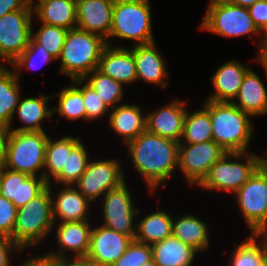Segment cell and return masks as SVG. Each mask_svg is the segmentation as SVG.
I'll return each instance as SVG.
<instances>
[{
  "mask_svg": "<svg viewBox=\"0 0 267 266\" xmlns=\"http://www.w3.org/2000/svg\"><path fill=\"white\" fill-rule=\"evenodd\" d=\"M52 198V213L55 223L90 220L88 214L92 204L74 185H63L53 193L52 184H47ZM55 194V195H54ZM88 216V217H87Z\"/></svg>",
  "mask_w": 267,
  "mask_h": 266,
  "instance_id": "ac0fdd59",
  "label": "cell"
},
{
  "mask_svg": "<svg viewBox=\"0 0 267 266\" xmlns=\"http://www.w3.org/2000/svg\"><path fill=\"white\" fill-rule=\"evenodd\" d=\"M47 184L43 177L12 171L0 165V195L17 208L35 198Z\"/></svg>",
  "mask_w": 267,
  "mask_h": 266,
  "instance_id": "2e32d148",
  "label": "cell"
},
{
  "mask_svg": "<svg viewBox=\"0 0 267 266\" xmlns=\"http://www.w3.org/2000/svg\"><path fill=\"white\" fill-rule=\"evenodd\" d=\"M58 266H94L86 258H63L58 259Z\"/></svg>",
  "mask_w": 267,
  "mask_h": 266,
  "instance_id": "c3c4849f",
  "label": "cell"
},
{
  "mask_svg": "<svg viewBox=\"0 0 267 266\" xmlns=\"http://www.w3.org/2000/svg\"><path fill=\"white\" fill-rule=\"evenodd\" d=\"M39 97H26L22 99L20 97L18 105L15 110L18 119L23 126L18 128L10 127V131H45L41 121L44 119H51L53 116V108H49V101L51 100L52 94H39Z\"/></svg>",
  "mask_w": 267,
  "mask_h": 266,
  "instance_id": "484cf974",
  "label": "cell"
},
{
  "mask_svg": "<svg viewBox=\"0 0 267 266\" xmlns=\"http://www.w3.org/2000/svg\"><path fill=\"white\" fill-rule=\"evenodd\" d=\"M261 266H267V260Z\"/></svg>",
  "mask_w": 267,
  "mask_h": 266,
  "instance_id": "9f6ffc18",
  "label": "cell"
},
{
  "mask_svg": "<svg viewBox=\"0 0 267 266\" xmlns=\"http://www.w3.org/2000/svg\"><path fill=\"white\" fill-rule=\"evenodd\" d=\"M77 28L109 37L113 19V0H76Z\"/></svg>",
  "mask_w": 267,
  "mask_h": 266,
  "instance_id": "ffe728a7",
  "label": "cell"
},
{
  "mask_svg": "<svg viewBox=\"0 0 267 266\" xmlns=\"http://www.w3.org/2000/svg\"><path fill=\"white\" fill-rule=\"evenodd\" d=\"M52 94L53 98H58L57 106L53 108V114H59L70 121L85 120L86 111L82 91L71 81L70 87H64L59 93Z\"/></svg>",
  "mask_w": 267,
  "mask_h": 266,
  "instance_id": "836d02e7",
  "label": "cell"
},
{
  "mask_svg": "<svg viewBox=\"0 0 267 266\" xmlns=\"http://www.w3.org/2000/svg\"><path fill=\"white\" fill-rule=\"evenodd\" d=\"M226 153L215 141L197 144H179L178 169L189 186H198L211 166Z\"/></svg>",
  "mask_w": 267,
  "mask_h": 266,
  "instance_id": "4fadbf2b",
  "label": "cell"
},
{
  "mask_svg": "<svg viewBox=\"0 0 267 266\" xmlns=\"http://www.w3.org/2000/svg\"><path fill=\"white\" fill-rule=\"evenodd\" d=\"M260 0H233V4L244 7V8H249L252 6L254 3Z\"/></svg>",
  "mask_w": 267,
  "mask_h": 266,
  "instance_id": "681fc988",
  "label": "cell"
},
{
  "mask_svg": "<svg viewBox=\"0 0 267 266\" xmlns=\"http://www.w3.org/2000/svg\"><path fill=\"white\" fill-rule=\"evenodd\" d=\"M250 68L237 60H229L212 74L213 92L206 100L232 103L236 98L246 72Z\"/></svg>",
  "mask_w": 267,
  "mask_h": 266,
  "instance_id": "7402d4cb",
  "label": "cell"
},
{
  "mask_svg": "<svg viewBox=\"0 0 267 266\" xmlns=\"http://www.w3.org/2000/svg\"><path fill=\"white\" fill-rule=\"evenodd\" d=\"M123 183L120 187L108 191L102 197L101 203V225H104L118 233L135 238L137 216H140L138 206H134L132 192Z\"/></svg>",
  "mask_w": 267,
  "mask_h": 266,
  "instance_id": "30bf717a",
  "label": "cell"
},
{
  "mask_svg": "<svg viewBox=\"0 0 267 266\" xmlns=\"http://www.w3.org/2000/svg\"><path fill=\"white\" fill-rule=\"evenodd\" d=\"M19 82L13 68L5 66L0 70V121L6 122L10 127H13L12 121L21 97Z\"/></svg>",
  "mask_w": 267,
  "mask_h": 266,
  "instance_id": "1f68e13d",
  "label": "cell"
},
{
  "mask_svg": "<svg viewBox=\"0 0 267 266\" xmlns=\"http://www.w3.org/2000/svg\"><path fill=\"white\" fill-rule=\"evenodd\" d=\"M80 137L61 136L52 140L48 136L45 148L43 178L50 183L62 170H66L67 152H71L80 142Z\"/></svg>",
  "mask_w": 267,
  "mask_h": 266,
  "instance_id": "f546056e",
  "label": "cell"
},
{
  "mask_svg": "<svg viewBox=\"0 0 267 266\" xmlns=\"http://www.w3.org/2000/svg\"><path fill=\"white\" fill-rule=\"evenodd\" d=\"M19 266H58V259L47 255L35 254L25 259Z\"/></svg>",
  "mask_w": 267,
  "mask_h": 266,
  "instance_id": "ee69618b",
  "label": "cell"
},
{
  "mask_svg": "<svg viewBox=\"0 0 267 266\" xmlns=\"http://www.w3.org/2000/svg\"><path fill=\"white\" fill-rule=\"evenodd\" d=\"M29 4L32 5L33 3H35L34 0H28Z\"/></svg>",
  "mask_w": 267,
  "mask_h": 266,
  "instance_id": "11a10c76",
  "label": "cell"
},
{
  "mask_svg": "<svg viewBox=\"0 0 267 266\" xmlns=\"http://www.w3.org/2000/svg\"><path fill=\"white\" fill-rule=\"evenodd\" d=\"M250 16L261 32H267V0H260L248 8Z\"/></svg>",
  "mask_w": 267,
  "mask_h": 266,
  "instance_id": "b9f144b4",
  "label": "cell"
},
{
  "mask_svg": "<svg viewBox=\"0 0 267 266\" xmlns=\"http://www.w3.org/2000/svg\"><path fill=\"white\" fill-rule=\"evenodd\" d=\"M233 0H209V4L231 3Z\"/></svg>",
  "mask_w": 267,
  "mask_h": 266,
  "instance_id": "f907efd6",
  "label": "cell"
},
{
  "mask_svg": "<svg viewBox=\"0 0 267 266\" xmlns=\"http://www.w3.org/2000/svg\"><path fill=\"white\" fill-rule=\"evenodd\" d=\"M204 18L198 29L226 38L256 34L260 39L262 33L255 26L248 8L231 3L207 4Z\"/></svg>",
  "mask_w": 267,
  "mask_h": 266,
  "instance_id": "9c48e42d",
  "label": "cell"
},
{
  "mask_svg": "<svg viewBox=\"0 0 267 266\" xmlns=\"http://www.w3.org/2000/svg\"><path fill=\"white\" fill-rule=\"evenodd\" d=\"M108 124L115 135L122 137L126 145L146 131V114L144 116L141 107L136 103L119 104L110 109Z\"/></svg>",
  "mask_w": 267,
  "mask_h": 266,
  "instance_id": "603a6c76",
  "label": "cell"
},
{
  "mask_svg": "<svg viewBox=\"0 0 267 266\" xmlns=\"http://www.w3.org/2000/svg\"><path fill=\"white\" fill-rule=\"evenodd\" d=\"M133 163L151 194L165 188L174 172H178L179 142L149 133L147 130L126 144Z\"/></svg>",
  "mask_w": 267,
  "mask_h": 266,
  "instance_id": "6da1fadb",
  "label": "cell"
},
{
  "mask_svg": "<svg viewBox=\"0 0 267 266\" xmlns=\"http://www.w3.org/2000/svg\"><path fill=\"white\" fill-rule=\"evenodd\" d=\"M252 234H267V157L234 194Z\"/></svg>",
  "mask_w": 267,
  "mask_h": 266,
  "instance_id": "ba28073f",
  "label": "cell"
},
{
  "mask_svg": "<svg viewBox=\"0 0 267 266\" xmlns=\"http://www.w3.org/2000/svg\"><path fill=\"white\" fill-rule=\"evenodd\" d=\"M6 66L5 62L3 59L0 57V70L3 69Z\"/></svg>",
  "mask_w": 267,
  "mask_h": 266,
  "instance_id": "f5cc1de1",
  "label": "cell"
},
{
  "mask_svg": "<svg viewBox=\"0 0 267 266\" xmlns=\"http://www.w3.org/2000/svg\"><path fill=\"white\" fill-rule=\"evenodd\" d=\"M233 250L228 266H261L267 260V234H250Z\"/></svg>",
  "mask_w": 267,
  "mask_h": 266,
  "instance_id": "4dcf8cb0",
  "label": "cell"
},
{
  "mask_svg": "<svg viewBox=\"0 0 267 266\" xmlns=\"http://www.w3.org/2000/svg\"><path fill=\"white\" fill-rule=\"evenodd\" d=\"M83 93L84 106L86 111V121H96L105 117L110 109L106 106L99 95L83 79L71 80ZM106 114V115H105Z\"/></svg>",
  "mask_w": 267,
  "mask_h": 266,
  "instance_id": "f35d334b",
  "label": "cell"
},
{
  "mask_svg": "<svg viewBox=\"0 0 267 266\" xmlns=\"http://www.w3.org/2000/svg\"><path fill=\"white\" fill-rule=\"evenodd\" d=\"M10 133V126L6 122L0 121V165L3 162V155L7 144V139Z\"/></svg>",
  "mask_w": 267,
  "mask_h": 266,
  "instance_id": "7dc6e473",
  "label": "cell"
},
{
  "mask_svg": "<svg viewBox=\"0 0 267 266\" xmlns=\"http://www.w3.org/2000/svg\"><path fill=\"white\" fill-rule=\"evenodd\" d=\"M187 102L178 98L146 114V130L154 135L180 142L183 136Z\"/></svg>",
  "mask_w": 267,
  "mask_h": 266,
  "instance_id": "e0dca14e",
  "label": "cell"
},
{
  "mask_svg": "<svg viewBox=\"0 0 267 266\" xmlns=\"http://www.w3.org/2000/svg\"><path fill=\"white\" fill-rule=\"evenodd\" d=\"M258 42V54L257 57L254 58L256 62H259L263 69L265 70V74L267 76V32L262 33L261 38Z\"/></svg>",
  "mask_w": 267,
  "mask_h": 266,
  "instance_id": "bcb514c9",
  "label": "cell"
},
{
  "mask_svg": "<svg viewBox=\"0 0 267 266\" xmlns=\"http://www.w3.org/2000/svg\"><path fill=\"white\" fill-rule=\"evenodd\" d=\"M14 251L24 252L10 237L0 235V266H11Z\"/></svg>",
  "mask_w": 267,
  "mask_h": 266,
  "instance_id": "7bdbcfd3",
  "label": "cell"
},
{
  "mask_svg": "<svg viewBox=\"0 0 267 266\" xmlns=\"http://www.w3.org/2000/svg\"><path fill=\"white\" fill-rule=\"evenodd\" d=\"M67 31L63 27L41 23L36 31L32 28L31 38L57 60L61 54Z\"/></svg>",
  "mask_w": 267,
  "mask_h": 266,
  "instance_id": "74e56055",
  "label": "cell"
},
{
  "mask_svg": "<svg viewBox=\"0 0 267 266\" xmlns=\"http://www.w3.org/2000/svg\"><path fill=\"white\" fill-rule=\"evenodd\" d=\"M83 80L93 88L109 109L116 107L125 98L124 85L98 69L87 74Z\"/></svg>",
  "mask_w": 267,
  "mask_h": 266,
  "instance_id": "e575fe53",
  "label": "cell"
},
{
  "mask_svg": "<svg viewBox=\"0 0 267 266\" xmlns=\"http://www.w3.org/2000/svg\"><path fill=\"white\" fill-rule=\"evenodd\" d=\"M130 49L135 60L137 81L141 80L148 84L166 88L169 84L168 79L170 78V74L156 42L133 45L132 47L130 46Z\"/></svg>",
  "mask_w": 267,
  "mask_h": 266,
  "instance_id": "d6986e66",
  "label": "cell"
},
{
  "mask_svg": "<svg viewBox=\"0 0 267 266\" xmlns=\"http://www.w3.org/2000/svg\"><path fill=\"white\" fill-rule=\"evenodd\" d=\"M32 8L33 16L40 23L67 30L77 26L76 0H38Z\"/></svg>",
  "mask_w": 267,
  "mask_h": 266,
  "instance_id": "d4e9b609",
  "label": "cell"
},
{
  "mask_svg": "<svg viewBox=\"0 0 267 266\" xmlns=\"http://www.w3.org/2000/svg\"><path fill=\"white\" fill-rule=\"evenodd\" d=\"M134 239L104 225L92 227L86 255L94 266L113 265L128 249Z\"/></svg>",
  "mask_w": 267,
  "mask_h": 266,
  "instance_id": "5bb4252c",
  "label": "cell"
},
{
  "mask_svg": "<svg viewBox=\"0 0 267 266\" xmlns=\"http://www.w3.org/2000/svg\"><path fill=\"white\" fill-rule=\"evenodd\" d=\"M33 8H23L0 18V57L11 65L29 46Z\"/></svg>",
  "mask_w": 267,
  "mask_h": 266,
  "instance_id": "7c38bea8",
  "label": "cell"
},
{
  "mask_svg": "<svg viewBox=\"0 0 267 266\" xmlns=\"http://www.w3.org/2000/svg\"><path fill=\"white\" fill-rule=\"evenodd\" d=\"M57 61L45 48L37 44L32 38L29 46L20 54V56L11 64L16 77L20 80L22 68L38 69L50 62ZM40 66V67H39Z\"/></svg>",
  "mask_w": 267,
  "mask_h": 266,
  "instance_id": "8d00e7d4",
  "label": "cell"
},
{
  "mask_svg": "<svg viewBox=\"0 0 267 266\" xmlns=\"http://www.w3.org/2000/svg\"><path fill=\"white\" fill-rule=\"evenodd\" d=\"M58 226H57V225ZM90 220L67 223H54L56 244L58 249L46 252L47 255L56 259L68 258L65 254L72 252L73 258H85L89 248L90 234L92 230Z\"/></svg>",
  "mask_w": 267,
  "mask_h": 266,
  "instance_id": "9a60e30c",
  "label": "cell"
},
{
  "mask_svg": "<svg viewBox=\"0 0 267 266\" xmlns=\"http://www.w3.org/2000/svg\"><path fill=\"white\" fill-rule=\"evenodd\" d=\"M82 141L71 151L67 152L66 170H62L50 183L61 185H74L89 163L90 155Z\"/></svg>",
  "mask_w": 267,
  "mask_h": 266,
  "instance_id": "d590c367",
  "label": "cell"
},
{
  "mask_svg": "<svg viewBox=\"0 0 267 266\" xmlns=\"http://www.w3.org/2000/svg\"><path fill=\"white\" fill-rule=\"evenodd\" d=\"M151 259V246L133 240L126 252L111 266H142Z\"/></svg>",
  "mask_w": 267,
  "mask_h": 266,
  "instance_id": "ab89813d",
  "label": "cell"
},
{
  "mask_svg": "<svg viewBox=\"0 0 267 266\" xmlns=\"http://www.w3.org/2000/svg\"><path fill=\"white\" fill-rule=\"evenodd\" d=\"M126 181L123 167L117 158L92 159L74 186L92 203Z\"/></svg>",
  "mask_w": 267,
  "mask_h": 266,
  "instance_id": "8fae6325",
  "label": "cell"
},
{
  "mask_svg": "<svg viewBox=\"0 0 267 266\" xmlns=\"http://www.w3.org/2000/svg\"><path fill=\"white\" fill-rule=\"evenodd\" d=\"M114 3L116 2H129V1H140V0H113Z\"/></svg>",
  "mask_w": 267,
  "mask_h": 266,
  "instance_id": "db71d44e",
  "label": "cell"
},
{
  "mask_svg": "<svg viewBox=\"0 0 267 266\" xmlns=\"http://www.w3.org/2000/svg\"><path fill=\"white\" fill-rule=\"evenodd\" d=\"M188 111L187 108L183 136L179 144H197L213 140L209 112L203 106L199 110Z\"/></svg>",
  "mask_w": 267,
  "mask_h": 266,
  "instance_id": "d6a6232c",
  "label": "cell"
},
{
  "mask_svg": "<svg viewBox=\"0 0 267 266\" xmlns=\"http://www.w3.org/2000/svg\"><path fill=\"white\" fill-rule=\"evenodd\" d=\"M106 46V40L98 34L77 27L69 29L57 59L60 60V73L71 80L83 79L98 69L101 54Z\"/></svg>",
  "mask_w": 267,
  "mask_h": 266,
  "instance_id": "3957f363",
  "label": "cell"
},
{
  "mask_svg": "<svg viewBox=\"0 0 267 266\" xmlns=\"http://www.w3.org/2000/svg\"><path fill=\"white\" fill-rule=\"evenodd\" d=\"M107 45L101 54L98 70L123 85L137 82V70L132 50L128 47Z\"/></svg>",
  "mask_w": 267,
  "mask_h": 266,
  "instance_id": "44dd1931",
  "label": "cell"
},
{
  "mask_svg": "<svg viewBox=\"0 0 267 266\" xmlns=\"http://www.w3.org/2000/svg\"><path fill=\"white\" fill-rule=\"evenodd\" d=\"M151 249L152 259L159 266H192L199 254L193 246L183 243L172 235L152 245Z\"/></svg>",
  "mask_w": 267,
  "mask_h": 266,
  "instance_id": "4316f807",
  "label": "cell"
},
{
  "mask_svg": "<svg viewBox=\"0 0 267 266\" xmlns=\"http://www.w3.org/2000/svg\"><path fill=\"white\" fill-rule=\"evenodd\" d=\"M264 158L265 156L262 157L250 151L226 152L211 166L208 174L197 187L235 194L263 163Z\"/></svg>",
  "mask_w": 267,
  "mask_h": 266,
  "instance_id": "5b68a950",
  "label": "cell"
},
{
  "mask_svg": "<svg viewBox=\"0 0 267 266\" xmlns=\"http://www.w3.org/2000/svg\"><path fill=\"white\" fill-rule=\"evenodd\" d=\"M203 107L209 112L213 141L226 152H248L254 133L252 116L229 102L205 99Z\"/></svg>",
  "mask_w": 267,
  "mask_h": 266,
  "instance_id": "7a4b0ae2",
  "label": "cell"
},
{
  "mask_svg": "<svg viewBox=\"0 0 267 266\" xmlns=\"http://www.w3.org/2000/svg\"><path fill=\"white\" fill-rule=\"evenodd\" d=\"M252 117L267 115V89L264 81L249 69L243 77L239 92L232 102Z\"/></svg>",
  "mask_w": 267,
  "mask_h": 266,
  "instance_id": "cb8c5ba5",
  "label": "cell"
},
{
  "mask_svg": "<svg viewBox=\"0 0 267 266\" xmlns=\"http://www.w3.org/2000/svg\"><path fill=\"white\" fill-rule=\"evenodd\" d=\"M173 216L166 210H157L137 220L134 240L147 245H154L172 234Z\"/></svg>",
  "mask_w": 267,
  "mask_h": 266,
  "instance_id": "f1b7e54d",
  "label": "cell"
},
{
  "mask_svg": "<svg viewBox=\"0 0 267 266\" xmlns=\"http://www.w3.org/2000/svg\"><path fill=\"white\" fill-rule=\"evenodd\" d=\"M151 7L150 0L114 3L107 45L114 46L110 40L112 37L132 40L134 46L156 42L152 32Z\"/></svg>",
  "mask_w": 267,
  "mask_h": 266,
  "instance_id": "52a82bcc",
  "label": "cell"
},
{
  "mask_svg": "<svg viewBox=\"0 0 267 266\" xmlns=\"http://www.w3.org/2000/svg\"><path fill=\"white\" fill-rule=\"evenodd\" d=\"M17 207L0 195V235L11 237L16 221Z\"/></svg>",
  "mask_w": 267,
  "mask_h": 266,
  "instance_id": "60d3db41",
  "label": "cell"
},
{
  "mask_svg": "<svg viewBox=\"0 0 267 266\" xmlns=\"http://www.w3.org/2000/svg\"><path fill=\"white\" fill-rule=\"evenodd\" d=\"M47 140L45 131H10L2 166L30 176L43 177Z\"/></svg>",
  "mask_w": 267,
  "mask_h": 266,
  "instance_id": "8992f818",
  "label": "cell"
},
{
  "mask_svg": "<svg viewBox=\"0 0 267 266\" xmlns=\"http://www.w3.org/2000/svg\"><path fill=\"white\" fill-rule=\"evenodd\" d=\"M23 8H32L28 0H0V18L7 13L22 10Z\"/></svg>",
  "mask_w": 267,
  "mask_h": 266,
  "instance_id": "f6af8a7d",
  "label": "cell"
},
{
  "mask_svg": "<svg viewBox=\"0 0 267 266\" xmlns=\"http://www.w3.org/2000/svg\"><path fill=\"white\" fill-rule=\"evenodd\" d=\"M51 192L46 187L27 204L17 208L16 221L10 237L22 250L38 247L49 238L54 226Z\"/></svg>",
  "mask_w": 267,
  "mask_h": 266,
  "instance_id": "277c9868",
  "label": "cell"
},
{
  "mask_svg": "<svg viewBox=\"0 0 267 266\" xmlns=\"http://www.w3.org/2000/svg\"><path fill=\"white\" fill-rule=\"evenodd\" d=\"M208 225L197 216L185 213L173 219L171 235L199 252H204L209 250L210 245Z\"/></svg>",
  "mask_w": 267,
  "mask_h": 266,
  "instance_id": "83f0119b",
  "label": "cell"
},
{
  "mask_svg": "<svg viewBox=\"0 0 267 266\" xmlns=\"http://www.w3.org/2000/svg\"><path fill=\"white\" fill-rule=\"evenodd\" d=\"M142 266H159L158 264H156L153 259H151L150 261L144 263Z\"/></svg>",
  "mask_w": 267,
  "mask_h": 266,
  "instance_id": "816d5d0a",
  "label": "cell"
}]
</instances>
